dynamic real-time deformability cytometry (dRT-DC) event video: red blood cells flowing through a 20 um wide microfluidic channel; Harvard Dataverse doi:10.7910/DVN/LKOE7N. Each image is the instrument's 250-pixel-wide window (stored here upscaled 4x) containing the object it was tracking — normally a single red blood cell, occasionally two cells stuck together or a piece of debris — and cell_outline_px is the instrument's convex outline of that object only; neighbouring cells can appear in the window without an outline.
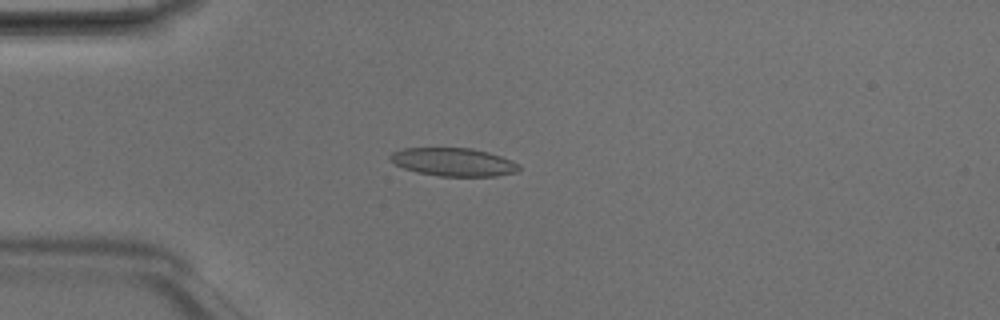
{"species": "Egyptian fruit bat (a non-hibernating species)", "species_latin": "Rousettus aegyptiacus", "temperature_condition": "room temperature", "stored_images_in_passage": 3, "camera_frame_rate_fps": 3000, "um_per_image_px": 0.085, "animal": {"sex": "male"}, "frame": {"image": 1, "passage_image": 3, "time_ms": 0.667, "image_size_px": [1000, 320], "cell_outline_px": [[520, 168], [516, 172], [496, 176], [440, 176], [416, 172], [404, 168], [396, 164], [388, 156], [392, 152], [404, 148], [472, 148], [488, 152], [512, 160], [520, 164]], "centroid_in_image_um": [38.56, 13.77], "position_along_channel_um": 46.4, "area_um2": 21.1}}